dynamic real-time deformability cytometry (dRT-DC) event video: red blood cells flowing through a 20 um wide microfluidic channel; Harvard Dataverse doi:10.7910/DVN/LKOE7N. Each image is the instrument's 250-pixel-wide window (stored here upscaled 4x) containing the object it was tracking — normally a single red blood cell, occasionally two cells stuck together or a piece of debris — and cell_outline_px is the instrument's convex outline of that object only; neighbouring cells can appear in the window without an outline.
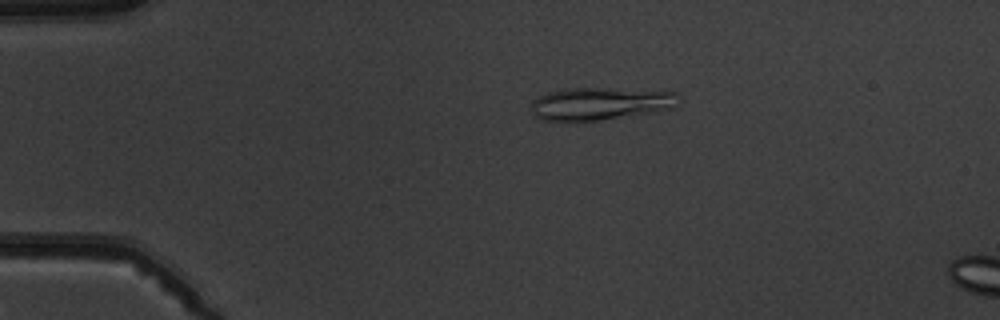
{"species": "common noctule bat (a hibernating species)", "species_latin": "Nyctalus noctula", "temperature_condition": "warm", "stored_images_in_passage": 5, "camera_frame_rate_fps": 3000, "um_per_image_px": 0.085, "animal": {"sex": "male", "body_mass_g": 19.5, "forearm_length_mm": 54.6}, "frame": {"image": 1, "passage_image": 3, "time_ms": 2.333, "image_size_px": [1000, 320], "cell_outline_px": [[680, 96], [668, 108], [600, 120], [540, 120], [532, 112], [532, 100], [548, 92], [568, 88], [608, 88], [676, 92]], "centroid_in_image_um": [50.92, 8.79], "position_along_channel_um": 34.1, "area_um2": 27.11}}